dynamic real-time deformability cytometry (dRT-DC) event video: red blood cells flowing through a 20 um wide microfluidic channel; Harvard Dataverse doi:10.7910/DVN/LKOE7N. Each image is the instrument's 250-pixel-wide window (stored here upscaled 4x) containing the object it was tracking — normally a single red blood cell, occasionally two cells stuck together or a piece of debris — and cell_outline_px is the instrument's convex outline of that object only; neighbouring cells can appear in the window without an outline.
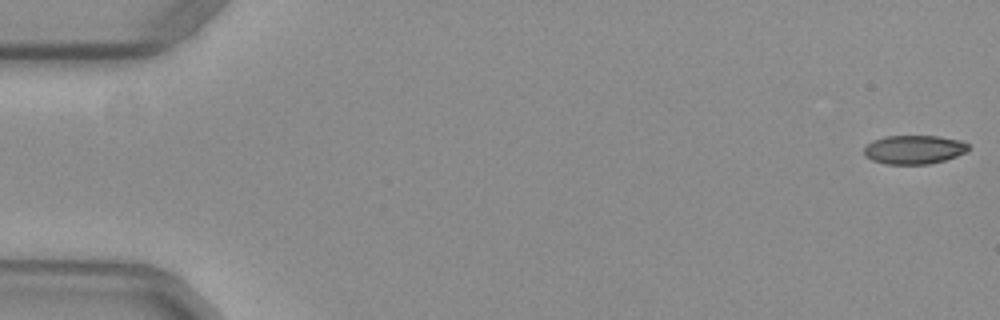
{"species": "common noctule bat (a hibernating species)", "species_latin": "Nyctalus noctula", "temperature_condition": "warm", "stored_images_in_passage": 53, "camera_frame_rate_fps": 3000, "um_per_image_px": 0.085, "animal": {"sex": "female", "body_mass_g": 29.2, "forearm_length_mm": 56.3}, "frame": {"image": 1, "passage_image": 1, "time_ms": 0.0, "image_size_px": [1000, 320], "cell_outline_px": [[972, 148], [968, 152], [944, 160], [928, 164], [884, 164], [872, 160], [864, 156], [864, 148], [872, 140], [884, 136], [940, 136], [960, 140], [968, 144]], "centroid_in_image_um": [77.71, 12.71], "position_along_channel_um": 7.3, "area_um2": 17.74}}
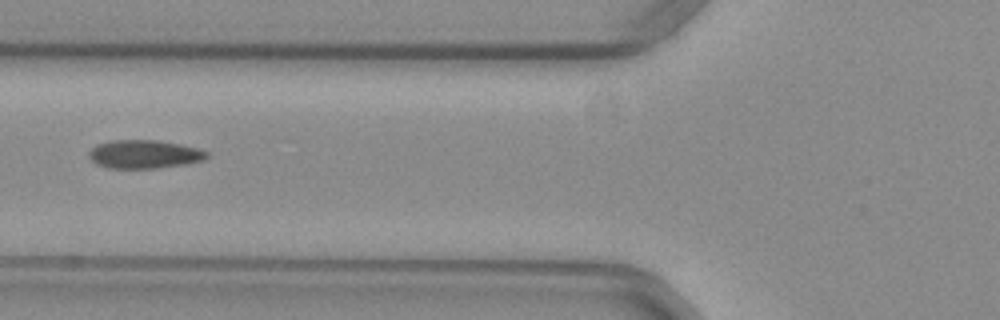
{"frame": {"image": 2, "passage_image": 21, "time_ms": 6.667, "image_size_px": [1000, 320], "cell_outline_px": [[208, 156], [204, 160], [188, 164], [156, 168], [108, 168], [96, 164], [88, 156], [88, 152], [96, 144], [108, 140], [160, 140], [180, 144], [196, 148], [208, 152]], "centroid_in_image_um": [12.24, 13.1], "position_along_channel_um": 113.6, "area_um2": 19.71}}
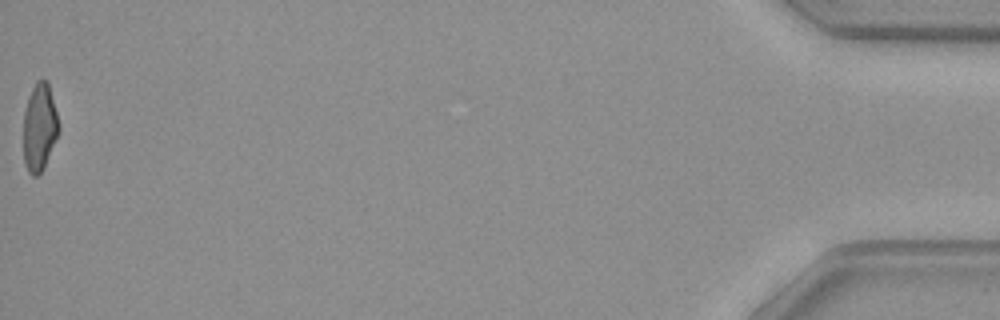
{"frame": {"image": 3, "passage_image": 53, "time_ms": 17.333, "image_size_px": [1000, 320], "cell_outline_px": [[60, 128], [44, 168], [36, 176], [32, 176], [28, 172], [24, 164], [24, 112], [28, 96], [36, 80], [44, 80], [48, 84], [56, 112]], "centroid_in_image_um": [3.34, 10.84], "position_along_channel_um": 431.9, "area_um2": 17.8}, "authors_computed_cell_mechanics": {"area_um2": 19.1896, "velocity_mm_per_s": 3.9677, "shape_relaxation_time_tau1_ms": 8.3137, "shape_relaxation_time_tau2_ms": 1.2391, "deformation_change_tau1": 0.2347, "deformation_change_tau2": 0.0801}}